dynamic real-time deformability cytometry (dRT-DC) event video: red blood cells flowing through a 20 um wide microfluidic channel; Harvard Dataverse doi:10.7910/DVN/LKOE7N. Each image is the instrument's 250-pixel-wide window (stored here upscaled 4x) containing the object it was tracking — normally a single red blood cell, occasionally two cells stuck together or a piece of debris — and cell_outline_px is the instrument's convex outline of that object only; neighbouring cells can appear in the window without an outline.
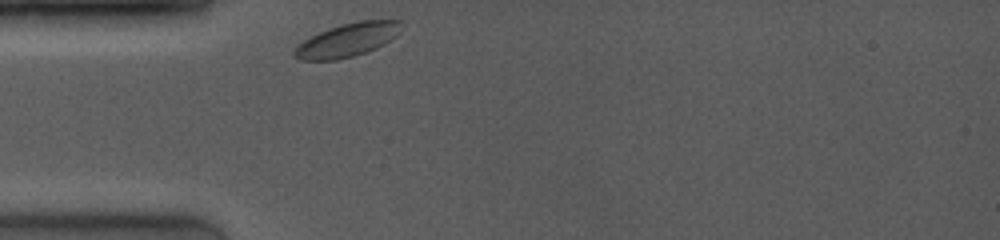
{"species": "common noctule bat (a hibernating species)", "species_latin": "Nyctalus noctula", "temperature_condition": "room temperature", "stored_images_in_passage": 17, "camera_frame_rate_fps": 4000, "um_per_image_px": 0.085, "animal": {"sex": "female", "body_mass_g": 19.0, "forearm_length_mm": 53.3}, "frame": {"image": 1, "passage_image": 1, "time_ms": 0.0, "image_size_px": [1000, 240], "cell_outline_px": [[400, 20], [396, 36], [384, 44], [376, 48], [352, 56], [336, 60], [300, 60], [292, 52], [304, 40], [328, 28], [360, 20]], "centroid_in_image_um": [29.51, 3.4], "position_along_channel_um": 55.5, "area_um2": 20.29}}
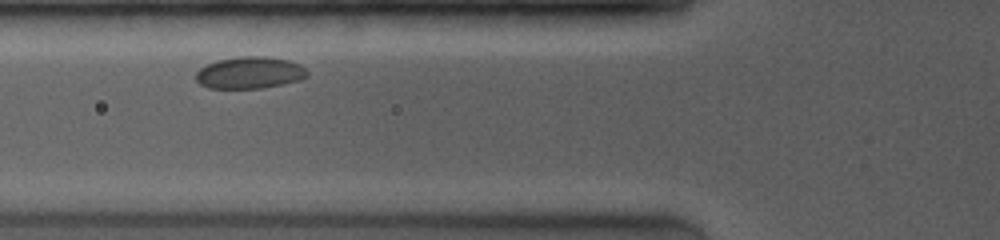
{"frame": {"image": 2, "passage_image": 7, "time_ms": 1.5, "image_size_px": [1000, 240], "cell_outline_px": [[308, 76], [300, 80], [260, 88], [208, 88], [200, 84], [196, 80], [196, 72], [200, 68], [216, 60], [240, 56], [268, 56], [288, 60], [300, 64], [308, 72]], "centroid_in_image_um": [21.22, 6.17], "position_along_channel_um": 104.6, "area_um2": 20.69}}
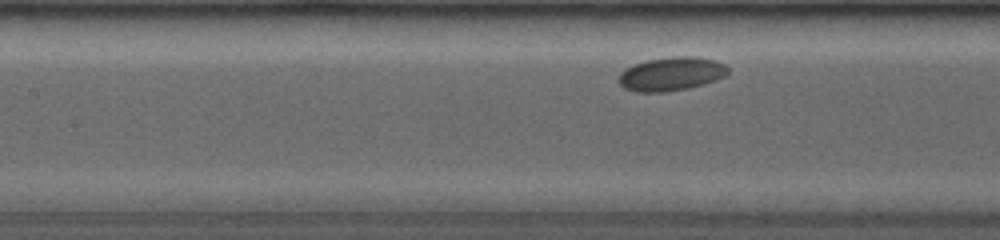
{"frame": {"image": 3, "passage_image": 12, "time_ms": 2.75, "image_size_px": [1000, 240], "cell_outline_px": [[728, 72], [724, 76], [716, 80], [704, 84], [688, 88], [664, 92], [636, 92], [624, 88], [616, 80], [620, 72], [624, 68], [632, 64], [648, 60], [676, 56], [696, 56], [716, 60], [724, 64], [728, 68]], "centroid_in_image_um": [57.02, 6.28], "position_along_channel_um": 150.4, "area_um2": 21.68}}